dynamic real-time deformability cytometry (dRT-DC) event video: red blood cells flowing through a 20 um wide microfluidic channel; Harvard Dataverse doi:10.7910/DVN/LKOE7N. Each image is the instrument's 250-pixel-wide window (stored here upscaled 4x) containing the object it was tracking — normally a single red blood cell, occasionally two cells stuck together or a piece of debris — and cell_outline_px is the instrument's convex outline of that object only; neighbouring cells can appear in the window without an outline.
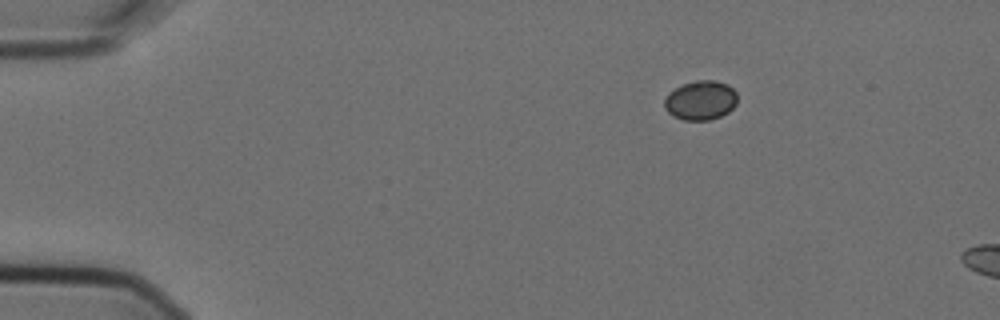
{"species": "Egyptian fruit bat (a non-hibernating species)", "species_latin": "Rousettus aegyptiacus", "temperature_condition": "cold", "stored_images_in_passage": 3, "camera_frame_rate_fps": 3000, "um_per_image_px": 0.085, "animal": {"sex": "female"}, "frame": {"image": 1, "passage_image": 1, "time_ms": 0.0, "image_size_px": [1000, 320], "cell_outline_px": [[736, 104], [728, 112], [720, 116], [708, 120], [684, 120], [672, 116], [664, 108], [664, 100], [668, 92], [684, 84], [696, 80], [716, 80], [728, 84], [736, 92]], "centroid_in_image_um": [59.54, 8.52], "position_along_channel_um": 25.5, "area_um2": 16.76}}